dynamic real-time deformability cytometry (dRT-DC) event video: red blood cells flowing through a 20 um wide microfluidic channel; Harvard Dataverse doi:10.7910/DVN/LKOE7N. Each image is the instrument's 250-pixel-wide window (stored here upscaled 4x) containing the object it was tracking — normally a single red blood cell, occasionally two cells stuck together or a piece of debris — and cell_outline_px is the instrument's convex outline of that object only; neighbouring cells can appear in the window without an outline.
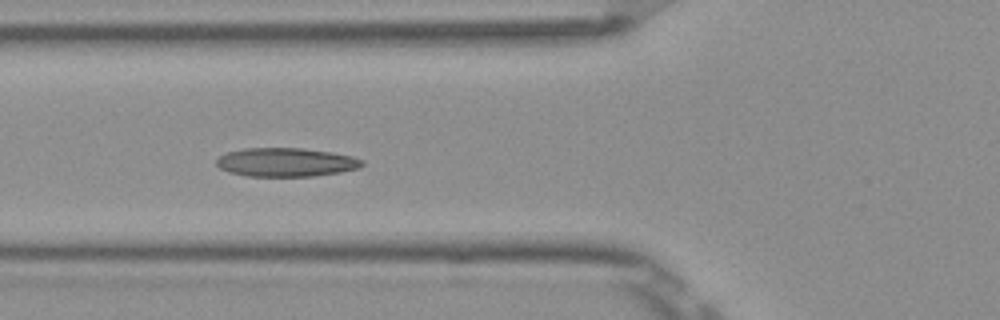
{"species": "Egyptian fruit bat (a non-hibernating species)", "species_latin": "Rousettus aegyptiacus", "temperature_condition": "room temperature", "stored_images_in_passage": 9, "camera_frame_rate_fps": 3000, "um_per_image_px": 0.085, "frame": {"image": 1, "passage_image": 6, "time_ms": 1.667, "image_size_px": [1000, 320], "cell_outline_px": [[364, 164], [360, 168], [340, 172], [312, 176], [248, 176], [228, 172], [220, 168], [216, 164], [216, 160], [220, 156], [228, 152], [244, 148], [300, 148], [332, 152], [352, 156], [364, 160]], "centroid_in_image_um": [24.33, 13.79], "position_along_channel_um": 101.5, "area_um2": 24.39}}
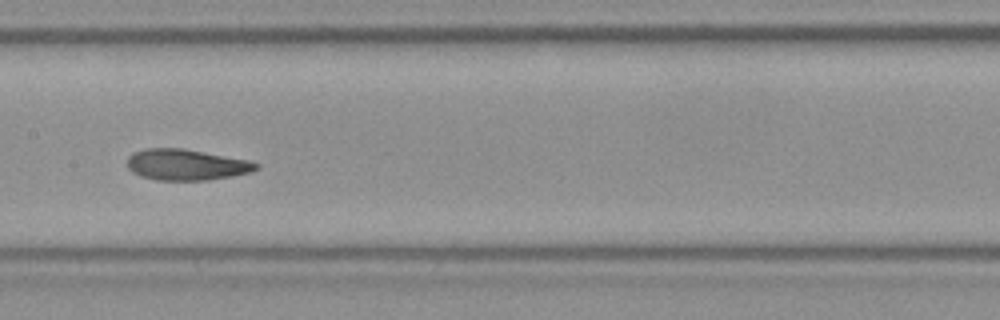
{"frame": {"image": 2, "passage_image": 8, "time_ms": 2.333, "image_size_px": [1000, 320], "cell_outline_px": [[260, 168], [252, 172], [232, 176], [208, 180], [156, 180], [140, 176], [132, 172], [128, 168], [128, 156], [132, 152], [144, 148], [184, 148], [248, 160], [260, 164]], "centroid_in_image_um": [15.83, 14.0], "position_along_channel_um": 191.6, "area_um2": 23.52}}
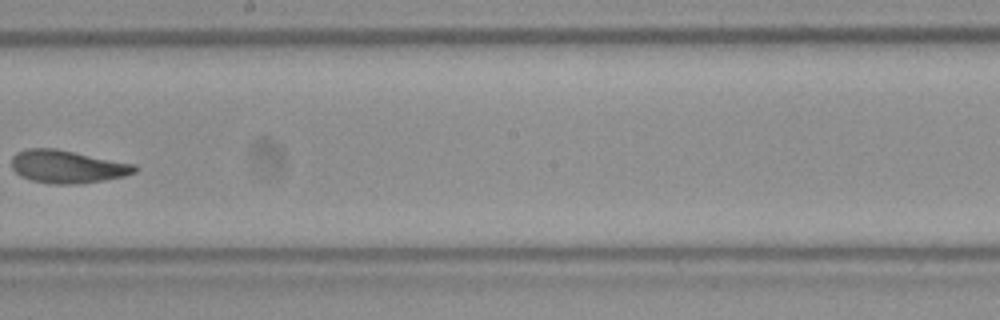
{"frame": {"image": 3, "passage_image": 9, "time_ms": 2.667, "image_size_px": [1000, 320], "cell_outline_px": [[140, 168], [136, 172], [124, 176], [104, 180], [76, 184], [52, 184], [32, 180], [20, 176], [12, 168], [12, 156], [16, 152], [28, 148], [56, 148], [136, 164]], "centroid_in_image_um": [5.74, 14.16], "position_along_channel_um": 242.5, "area_um2": 23.76}}